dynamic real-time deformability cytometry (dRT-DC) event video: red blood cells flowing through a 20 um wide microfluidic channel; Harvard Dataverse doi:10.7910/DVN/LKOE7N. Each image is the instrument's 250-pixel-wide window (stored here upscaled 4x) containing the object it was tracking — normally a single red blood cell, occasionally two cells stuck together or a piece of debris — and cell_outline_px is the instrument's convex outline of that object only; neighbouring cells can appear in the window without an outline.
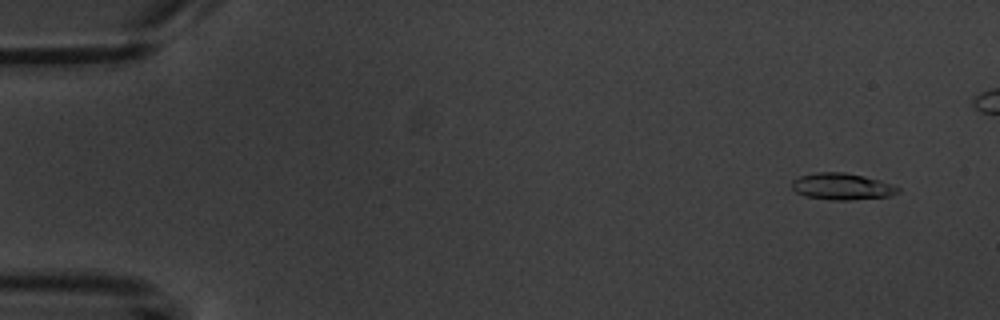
{"species": "common noctule bat (a hibernating species)", "species_latin": "Nyctalus noctula", "temperature_condition": "warm", "stored_images_in_passage": 4, "camera_frame_rate_fps": 3000, "um_per_image_px": 0.085, "animal": {"sex": "male", "body_mass_g": 20.1, "forearm_length_mm": 53.5}, "frame": {"image": 1, "passage_image": 1, "time_ms": 0.0, "image_size_px": [1000, 320], "cell_outline_px": [[900, 192], [888, 196], [848, 200], [832, 200], [804, 196], [796, 192], [792, 188], [792, 180], [800, 176], [816, 172], [844, 172], [864, 176], [880, 180], [900, 188]], "centroid_in_image_um": [71.54, 15.85], "position_along_channel_um": 13.5, "area_um2": 16.42}}